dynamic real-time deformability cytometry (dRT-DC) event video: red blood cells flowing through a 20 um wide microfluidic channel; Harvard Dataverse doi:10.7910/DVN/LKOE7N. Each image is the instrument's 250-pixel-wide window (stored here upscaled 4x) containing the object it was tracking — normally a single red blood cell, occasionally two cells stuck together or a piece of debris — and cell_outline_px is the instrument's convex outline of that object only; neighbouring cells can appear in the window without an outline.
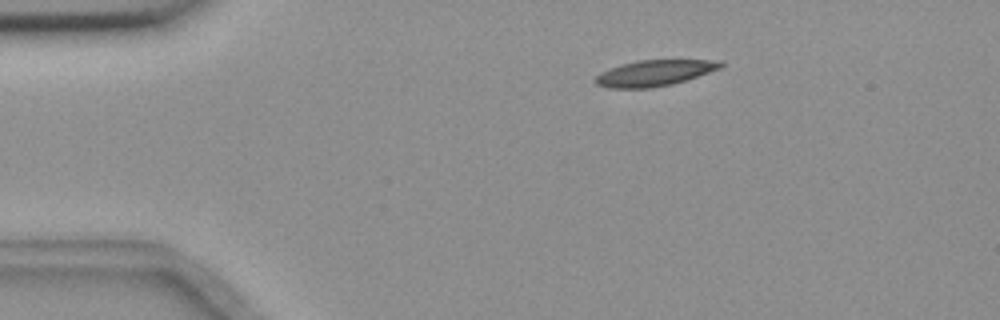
{"species": "common noctule bat (a hibernating species)", "species_latin": "Nyctalus noctula", "temperature_condition": "room temperature", "stored_images_in_passage": 47, "camera_frame_rate_fps": 3000, "um_per_image_px": 0.085, "animal": {"sex": "female", "body_mass_g": 18.4}, "frame": {"image": 1, "passage_image": 1, "time_ms": 0.0, "image_size_px": [1000, 320], "cell_outline_px": [[724, 64], [720, 68], [672, 84], [652, 88], [608, 88], [596, 84], [592, 80], [600, 72], [620, 64], [636, 60], [720, 60]], "centroid_in_image_um": [55.56, 6.2], "position_along_channel_um": 29.4, "area_um2": 18.9}}
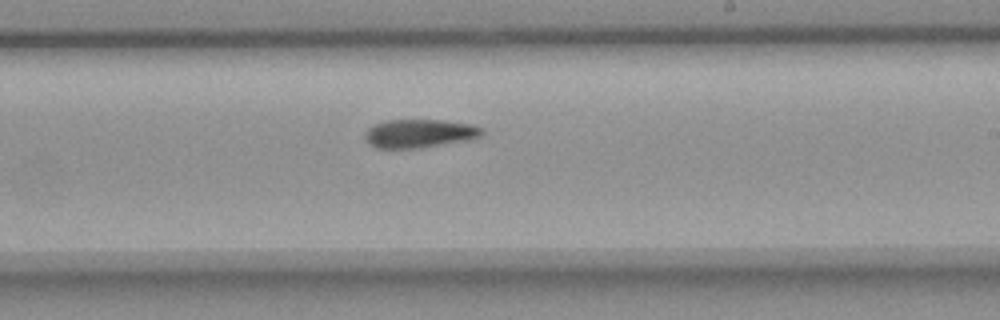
{"frame": {"image": 2, "passage_image": 24, "time_ms": 7.667, "image_size_px": [1000, 320], "cell_outline_px": [[484, 132], [476, 140], [420, 148], [376, 148], [368, 144], [364, 140], [364, 132], [372, 124], [384, 120], [444, 120], [472, 124], [484, 128]], "centroid_in_image_um": [35.67, 11.35], "position_along_channel_um": 253.3, "area_um2": 20.11}}
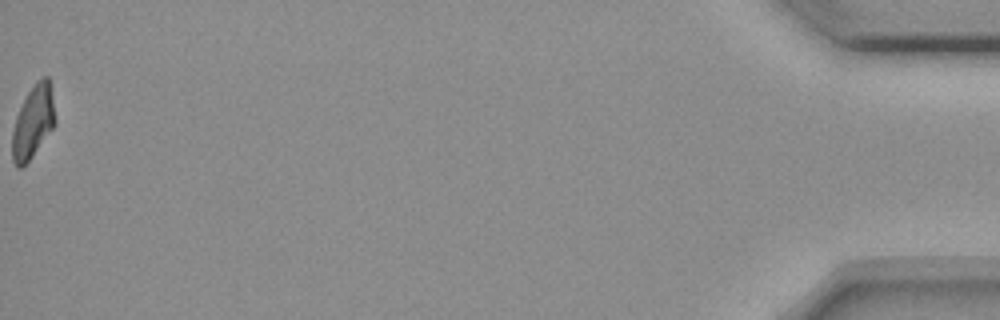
{"frame": {"image": 3, "passage_image": 47, "time_ms": 15.333, "image_size_px": [1000, 320], "cell_outline_px": [[56, 124], [32, 156], [20, 168], [16, 168], [12, 160], [12, 132], [16, 116], [28, 92], [36, 80], [44, 76], [48, 76], [56, 116]], "centroid_in_image_um": [2.81, 10.36], "position_along_channel_um": 432.4, "area_um2": 18.09}}